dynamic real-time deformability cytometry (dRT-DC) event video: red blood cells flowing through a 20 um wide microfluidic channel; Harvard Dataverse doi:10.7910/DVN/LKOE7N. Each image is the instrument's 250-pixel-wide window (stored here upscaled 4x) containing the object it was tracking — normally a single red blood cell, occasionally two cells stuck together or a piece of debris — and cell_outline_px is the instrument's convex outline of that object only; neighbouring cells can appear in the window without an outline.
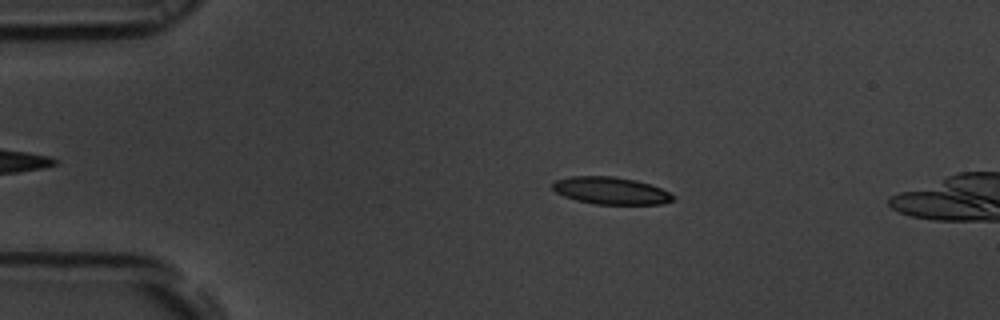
{"species": "common noctule bat (a hibernating species)", "species_latin": "Nyctalus noctula", "temperature_condition": "room temperature", "stored_images_in_passage": 48, "camera_frame_rate_fps": 3000, "um_per_image_px": 0.085, "animal": {"sex": "male", "body_mass_g": 19.5, "forearm_length_mm": 54.6}, "frame": {"image": 1, "passage_image": 11, "time_ms": 3.333, "image_size_px": [1000, 320], "cell_outline_px": [[676, 196], [672, 200], [664, 204], [596, 204], [576, 200], [564, 196], [556, 192], [552, 188], [552, 184], [556, 180], [572, 176], [612, 176], [636, 180], [652, 184]], "centroid_in_image_um": [51.93, 16.2], "position_along_channel_um": 33.1, "area_um2": 19.13}}
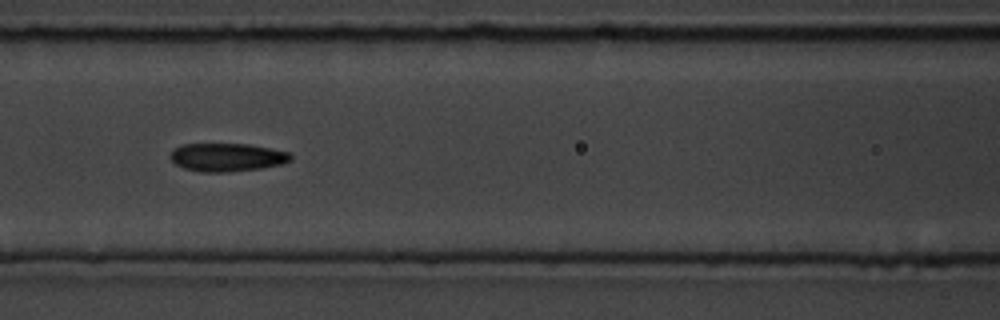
{"frame": {"image": 2, "passage_image": 24, "time_ms": 7.667, "image_size_px": [1000, 320], "cell_outline_px": [[292, 160], [280, 164], [260, 168], [228, 172], [200, 172], [184, 168], [176, 164], [168, 156], [176, 148], [184, 144], [248, 144], [288, 152], [292, 156]], "centroid_in_image_um": [19.28, 13.37], "position_along_channel_um": 147.3, "area_um2": 19.59}}
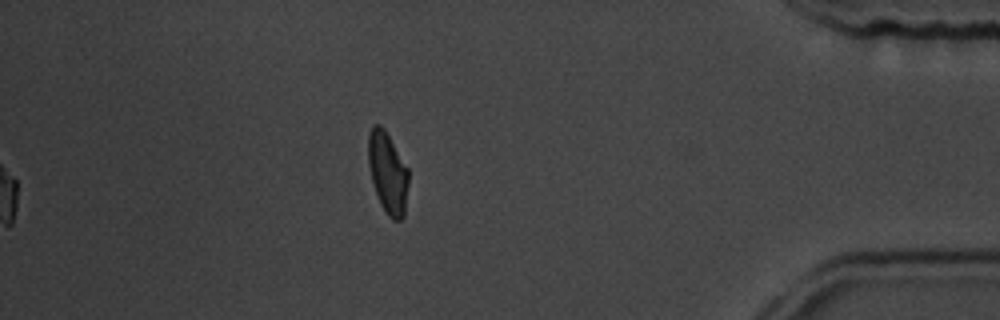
{"frame": {"image": 3, "passage_image": 48, "time_ms": 15.667, "image_size_px": [1000, 320], "cell_outline_px": [[408, 184], [404, 216], [400, 220], [392, 220], [388, 216], [380, 204], [372, 180], [368, 164], [368, 132], [372, 124], [380, 124], [384, 128], [408, 168]], "centroid_in_image_um": [32.94, 14.66], "position_along_channel_um": 402.3, "area_um2": 19.13}, "authors_computed_cell_mechanics": {"area_um2": 19.7098, "velocity_mm_per_s": 3.7124, "shape_relaxation_time_tau1_ms": 5.5644, "shape_relaxation_time_tau2_ms": 2.3836, "deformation_change_tau1": 0.1505, "deformation_change_tau2": 0.08}}